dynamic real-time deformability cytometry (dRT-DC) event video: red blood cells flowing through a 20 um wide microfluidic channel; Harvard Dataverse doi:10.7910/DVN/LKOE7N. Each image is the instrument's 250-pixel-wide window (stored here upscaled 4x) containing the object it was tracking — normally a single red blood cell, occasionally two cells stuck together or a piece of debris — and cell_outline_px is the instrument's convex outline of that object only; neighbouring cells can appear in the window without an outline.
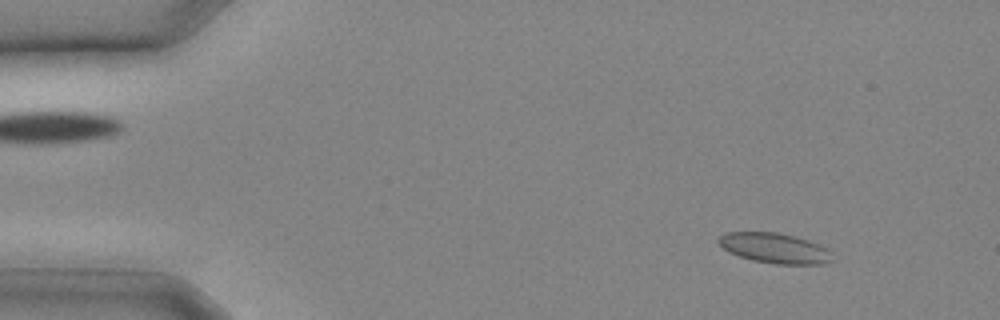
{"species": "common noctule bat (a hibernating species)", "species_latin": "Nyctalus noctula", "temperature_condition": "cold", "stored_images_in_passage": 14, "camera_frame_rate_fps": 3000, "um_per_image_px": 0.085, "animal": {"sex": "male", "body_mass_g": 20.4}, "frame": {"image": 1, "passage_image": 2, "time_ms": 0.333, "image_size_px": [1000, 320], "cell_outline_px": [[832, 260], [820, 264], [776, 264], [752, 260], [728, 252], [716, 240], [720, 236], [728, 232], [780, 232], [796, 236], [820, 244], [828, 248]], "centroid_in_image_um": [65.85, 21.08], "position_along_channel_um": 19.2, "area_um2": 20.0}}
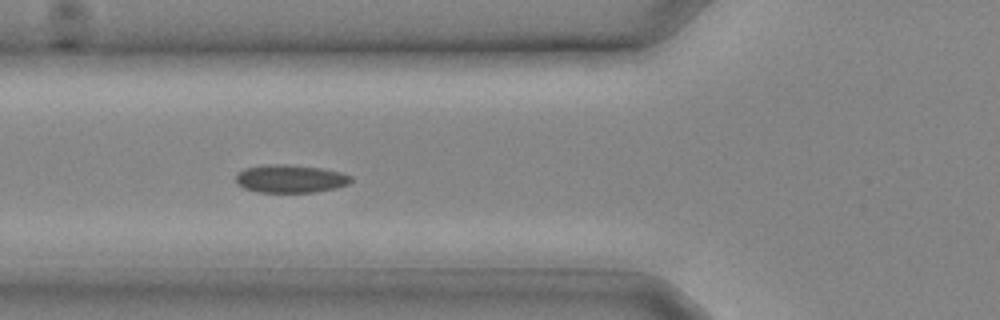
{"frame": {"image": 2, "passage_image": 9, "time_ms": 2.667, "image_size_px": [1000, 320], "cell_outline_px": [[352, 180], [348, 184], [336, 188], [312, 192], [260, 192], [244, 188], [236, 184], [236, 172], [244, 168], [264, 164], [284, 164], [320, 168], [340, 172], [352, 176]], "centroid_in_image_um": [24.64, 15.18], "position_along_channel_um": 101.2, "area_um2": 18.84}}
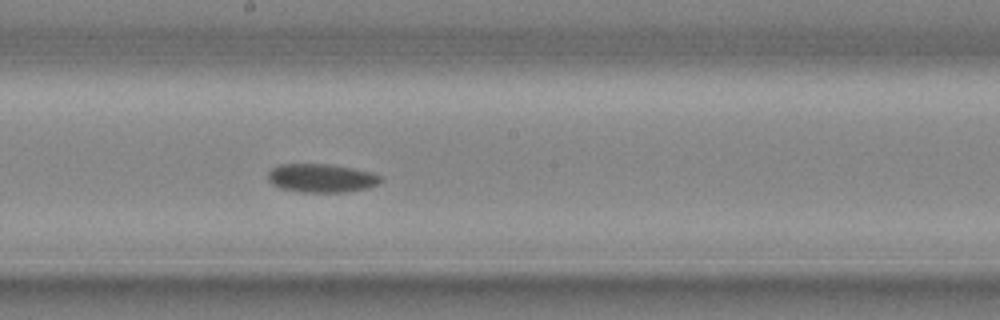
{"frame": {"image": 3, "passage_image": 14, "time_ms": 4.333, "image_size_px": [1000, 320], "cell_outline_px": [[384, 180], [380, 184], [364, 188], [344, 192], [300, 192], [280, 188], [272, 184], [268, 180], [268, 172], [272, 168], [280, 164], [328, 164], [352, 168], [372, 172], [380, 176]], "centroid_in_image_um": [27.32, 15.14], "position_along_channel_um": 220.9, "area_um2": 18.79}}